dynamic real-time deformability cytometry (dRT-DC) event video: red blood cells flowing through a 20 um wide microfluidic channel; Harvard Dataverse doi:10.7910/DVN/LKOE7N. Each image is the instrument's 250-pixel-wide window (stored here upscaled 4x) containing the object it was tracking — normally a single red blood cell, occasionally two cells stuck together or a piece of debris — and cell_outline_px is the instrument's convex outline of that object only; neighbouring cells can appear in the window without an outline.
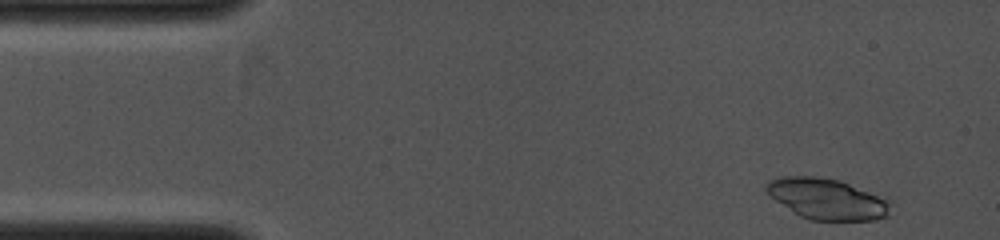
{"species": "common noctule bat (a hibernating species)", "species_latin": "Nyctalus noctula", "temperature_condition": "cold", "stored_images_in_passage": 3, "camera_frame_rate_fps": 4000, "um_per_image_px": 0.085, "animal": {"sex": "female", "body_mass_g": 19.0, "forearm_length_mm": 53.3}, "frame": {"image": 1, "passage_image": 1, "time_ms": 0.0, "image_size_px": [1000, 240], "cell_outline_px": [[892, 200], [888, 216], [876, 220], [812, 220], [800, 216], [764, 192], [764, 184], [768, 180], [784, 176], [816, 176], [840, 180], [888, 196]], "centroid_in_image_um": [70.36, 16.89], "position_along_channel_um": 14.6, "area_um2": 30.29}}